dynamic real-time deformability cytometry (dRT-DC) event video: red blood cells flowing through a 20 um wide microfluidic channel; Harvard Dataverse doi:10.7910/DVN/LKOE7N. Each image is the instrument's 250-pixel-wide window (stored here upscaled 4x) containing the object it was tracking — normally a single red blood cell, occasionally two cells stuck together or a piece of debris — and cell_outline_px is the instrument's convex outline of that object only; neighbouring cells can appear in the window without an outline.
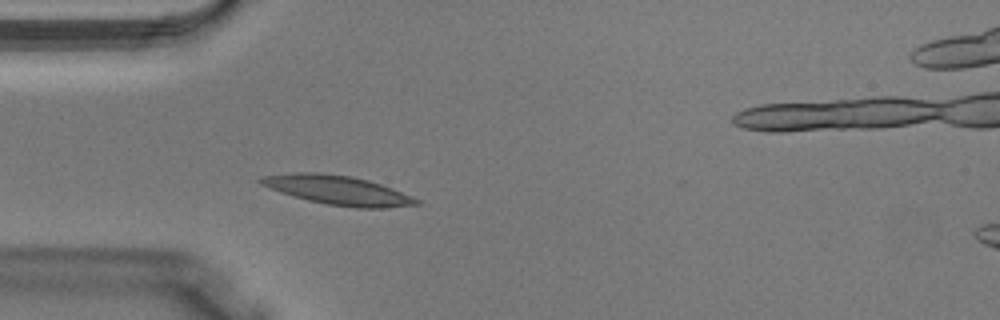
{"species": "Egyptian fruit bat (a non-hibernating species)", "species_latin": "Rousettus aegyptiacus", "temperature_condition": "warm", "stored_images_in_passage": 27, "camera_frame_rate_fps": 3000, "um_per_image_px": 0.085, "animal": {"sex": "male"}, "frame": {"image": 1, "passage_image": 4, "time_ms": 1.0, "image_size_px": [1000, 320], "cell_outline_px": [[420, 204], [384, 208], [356, 208], [328, 204], [308, 200], [292, 196], [280, 192], [260, 184], [256, 180], [264, 176], [292, 172], [320, 172], [348, 176], [368, 180], [392, 188], [412, 196], [420, 200]], "centroid_in_image_um": [28.69, 16.16], "position_along_channel_um": 56.3, "area_um2": 26.36}}
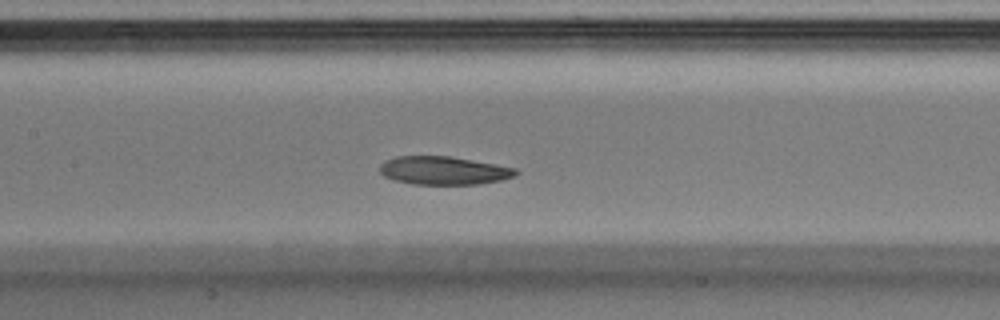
{"frame": {"image": 2, "passage_image": 11, "time_ms": 3.333, "image_size_px": [1000, 320], "cell_outline_px": [[520, 172], [516, 176], [500, 180], [480, 184], [412, 184], [396, 180], [384, 176], [380, 172], [380, 164], [384, 160], [396, 156], [452, 156], [496, 164], [516, 168]], "centroid_in_image_um": [37.73, 14.48], "position_along_channel_um": 169.7, "area_um2": 22.54}}
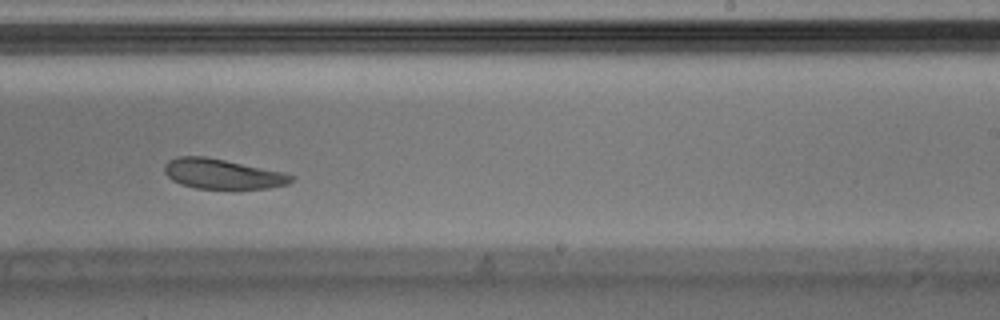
{"frame": {"image": 3, "passage_image": 17, "time_ms": 5.333, "image_size_px": [1000, 320], "cell_outline_px": [[292, 180], [288, 184], [268, 188], [196, 188], [180, 184], [172, 180], [164, 172], [164, 164], [168, 160], [176, 156], [204, 156], [284, 172], [292, 176]], "centroid_in_image_um": [18.85, 14.77], "position_along_channel_um": 270.2, "area_um2": 21.91}}